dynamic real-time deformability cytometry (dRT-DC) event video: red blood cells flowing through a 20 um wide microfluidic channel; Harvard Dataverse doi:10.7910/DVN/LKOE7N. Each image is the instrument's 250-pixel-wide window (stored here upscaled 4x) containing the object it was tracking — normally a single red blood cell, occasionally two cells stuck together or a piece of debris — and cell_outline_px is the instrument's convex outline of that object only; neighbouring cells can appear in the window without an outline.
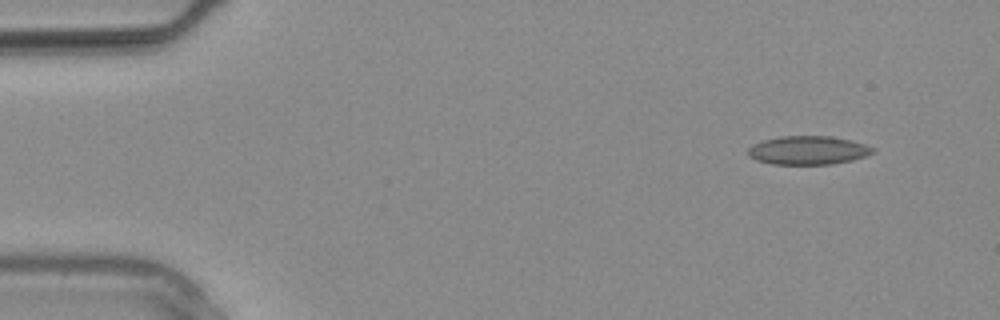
{"species": "common noctule bat (a hibernating species)", "species_latin": "Nyctalus noctula", "temperature_condition": "warm", "stored_images_in_passage": 2, "segment_of_instrument_passage": [2, 2], "camera_frame_rate_fps": 3000, "um_per_image_px": 0.085, "animal": {"sex": "male", "body_mass_g": 20.4}, "frame": {"image": 1, "passage_image": 2, "time_ms": 0.333, "image_size_px": [1000, 320], "cell_outline_px": [[876, 152], [852, 160], [832, 164], [772, 164], [756, 160], [748, 156], [748, 148], [752, 144], [764, 140], [780, 136], [832, 136], [852, 140], [876, 148]], "centroid_in_image_um": [68.69, 12.77], "position_along_channel_um": 16.3, "area_um2": 20.92}}